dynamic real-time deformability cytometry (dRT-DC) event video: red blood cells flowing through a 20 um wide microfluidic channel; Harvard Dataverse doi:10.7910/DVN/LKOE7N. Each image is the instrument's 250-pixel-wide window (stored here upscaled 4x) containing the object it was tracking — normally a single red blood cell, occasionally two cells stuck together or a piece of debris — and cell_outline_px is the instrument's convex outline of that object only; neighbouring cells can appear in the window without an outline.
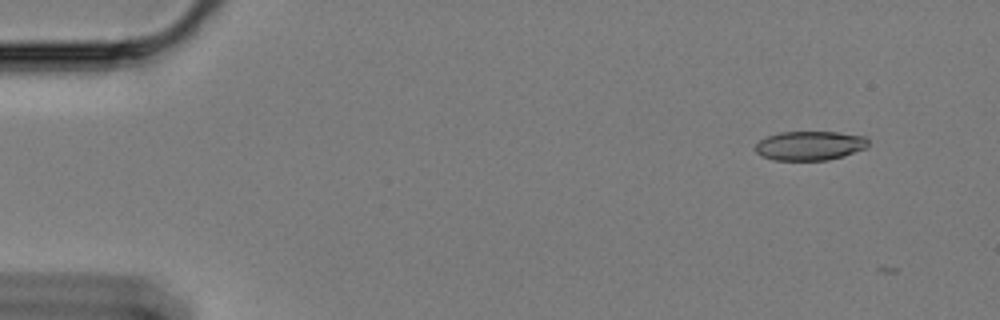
{"species": "Egyptian fruit bat (a non-hibernating species)", "species_latin": "Rousettus aegyptiacus", "temperature_condition": "cold", "stored_images_in_passage": 4, "camera_frame_rate_fps": 3000, "um_per_image_px": 0.085, "animal": {"sex": "female"}, "frame": {"image": 1, "passage_image": 1, "time_ms": 0.0, "image_size_px": [1000, 320], "cell_outline_px": [[868, 148], [844, 156], [828, 160], [772, 160], [760, 156], [756, 152], [756, 144], [760, 140], [768, 136], [780, 132], [836, 132], [864, 136], [868, 140]], "centroid_in_image_um": [68.85, 12.39], "position_along_channel_um": 16.2, "area_um2": 19.31}}